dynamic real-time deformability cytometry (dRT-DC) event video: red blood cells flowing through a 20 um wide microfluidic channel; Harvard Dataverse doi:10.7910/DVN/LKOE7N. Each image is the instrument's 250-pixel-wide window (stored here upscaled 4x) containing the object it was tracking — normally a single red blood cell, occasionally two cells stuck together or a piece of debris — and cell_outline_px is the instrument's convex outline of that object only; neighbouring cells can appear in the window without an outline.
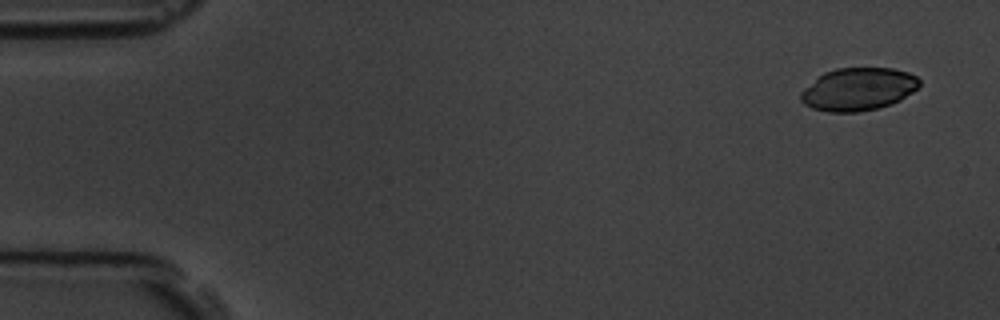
{"species": "common noctule bat (a hibernating species)", "species_latin": "Nyctalus noctula", "temperature_condition": "room temperature", "stored_images_in_passage": 10, "camera_frame_rate_fps": 3000, "um_per_image_px": 0.085, "animal": {"sex": "male", "body_mass_g": 19.5, "forearm_length_mm": 54.6}, "frame": {"image": 1, "passage_image": 1, "time_ms": 0.0, "image_size_px": [1000, 320], "cell_outline_px": [[920, 84], [912, 92], [900, 100], [892, 104], [860, 112], [828, 112], [812, 108], [804, 104], [800, 100], [800, 92], [804, 88], [824, 72], [836, 68], [892, 68], [908, 72], [916, 76], [920, 80]], "centroid_in_image_um": [72.94, 7.58], "position_along_channel_um": 12.1, "area_um2": 29.59}}